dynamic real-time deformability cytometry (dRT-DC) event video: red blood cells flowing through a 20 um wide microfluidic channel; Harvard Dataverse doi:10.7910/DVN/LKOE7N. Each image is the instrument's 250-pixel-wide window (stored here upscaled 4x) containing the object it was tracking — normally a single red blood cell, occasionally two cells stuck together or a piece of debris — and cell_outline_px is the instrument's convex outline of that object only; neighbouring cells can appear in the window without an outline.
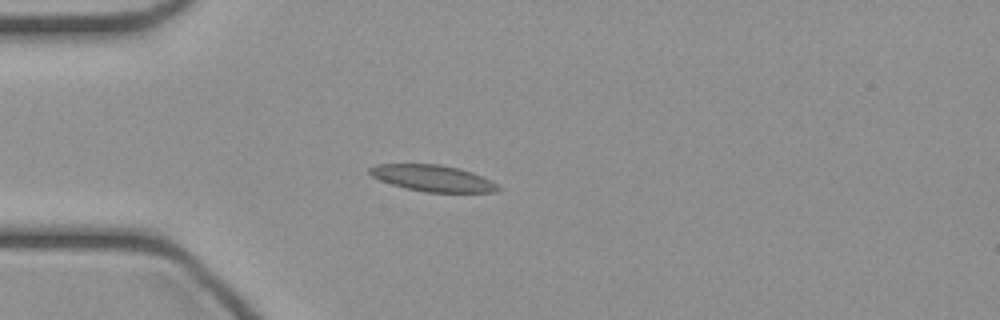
{"species": "common noctule bat (a hibernating species)", "species_latin": "Nyctalus noctula", "temperature_condition": "cold", "stored_images_in_passage": 46, "camera_frame_rate_fps": 3000, "um_per_image_px": 0.085, "animal": {"sex": "female", "body_mass_g": 21.9}, "frame": {"image": 1, "passage_image": 12, "time_ms": 3.667, "image_size_px": [1000, 320], "cell_outline_px": [[500, 188], [496, 192], [424, 192], [404, 188], [380, 180], [372, 176], [368, 172], [368, 168], [376, 164], [440, 164], [460, 168], [472, 172], [492, 180]], "centroid_in_image_um": [36.77, 15.14], "position_along_channel_um": 48.2, "area_um2": 19.83}}
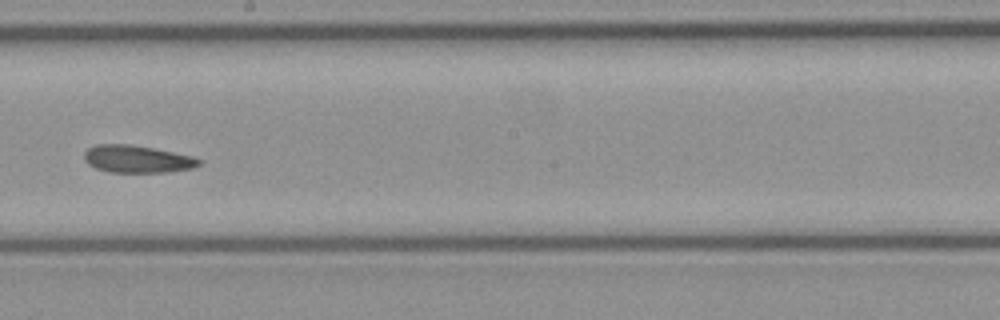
{"frame": {"image": 2, "passage_image": 26, "time_ms": 8.333, "image_size_px": [1000, 320], "cell_outline_px": [[204, 160], [200, 164], [192, 168], [168, 172], [108, 172], [96, 168], [88, 164], [84, 160], [84, 152], [88, 148], [96, 144], [132, 144], [192, 156]], "centroid_in_image_um": [11.64, 13.52], "position_along_channel_um": 236.6, "area_um2": 18.38}}
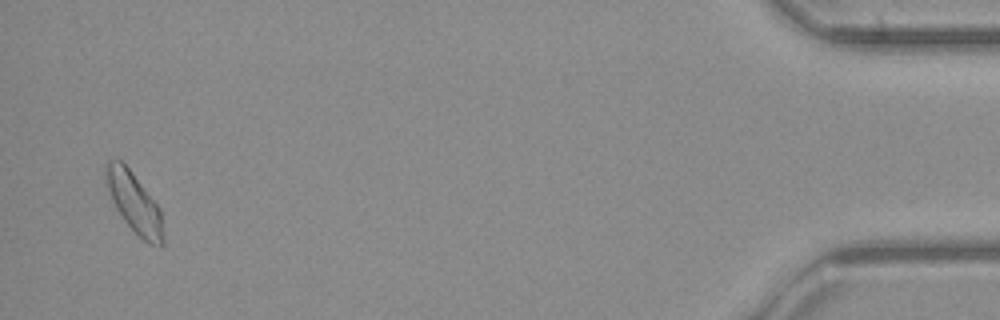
{"frame": {"image": 3, "passage_image": 45, "time_ms": 14.667, "image_size_px": [1000, 320], "cell_outline_px": [[164, 244], [160, 248], [148, 244], [124, 220], [116, 208], [112, 200], [104, 176], [104, 168], [108, 160], [120, 160], [132, 172], [160, 208], [164, 240]], "centroid_in_image_um": [11.42, 17.25], "position_along_channel_um": 423.8, "area_um2": 19.88}}